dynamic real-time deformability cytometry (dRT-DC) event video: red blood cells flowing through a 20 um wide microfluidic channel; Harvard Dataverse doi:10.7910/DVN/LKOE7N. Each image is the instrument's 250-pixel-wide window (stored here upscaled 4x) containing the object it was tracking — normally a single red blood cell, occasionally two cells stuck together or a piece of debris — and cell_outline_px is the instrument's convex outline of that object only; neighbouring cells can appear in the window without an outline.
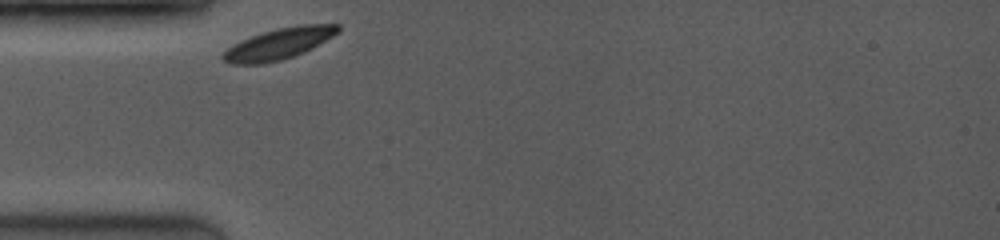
{"species": "common noctule bat (a hibernating species)", "species_latin": "Nyctalus noctula", "temperature_condition": "room temperature", "stored_images_in_passage": 40, "camera_frame_rate_fps": 3500, "um_per_image_px": 0.085, "animal": {"sex": "female", "body_mass_g": 19.0, "forearm_length_mm": 53.3}, "frame": {"image": 1, "passage_image": 1, "time_ms": 0.0, "image_size_px": [1000, 240], "cell_outline_px": [[340, 32], [312, 48], [304, 52], [280, 60], [260, 64], [232, 64], [224, 60], [220, 56], [228, 48], [252, 36], [276, 28], [300, 24], [340, 24]], "centroid_in_image_um": [23.75, 3.71], "position_along_channel_um": 61.2, "area_um2": 20.58}}
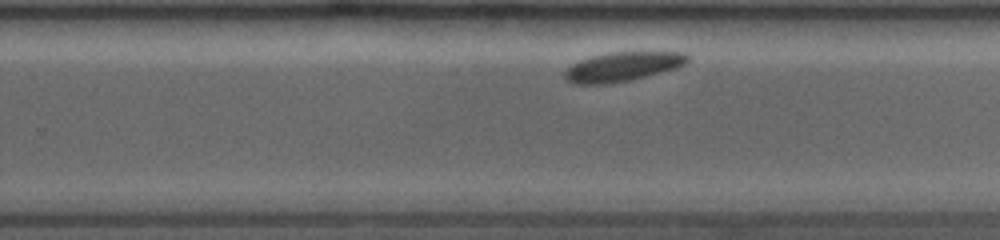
{"frame": {"image": 2, "passage_image": 25, "time_ms": 6.0, "image_size_px": [1000, 240], "cell_outline_px": [[688, 60], [684, 64], [676, 68], [632, 80], [608, 84], [572, 84], [564, 76], [564, 72], [572, 64], [580, 60], [592, 56], [608, 52], [684, 52], [688, 56]], "centroid_in_image_um": [52.9, 5.67], "position_along_channel_um": 276.9, "area_um2": 20.92}}
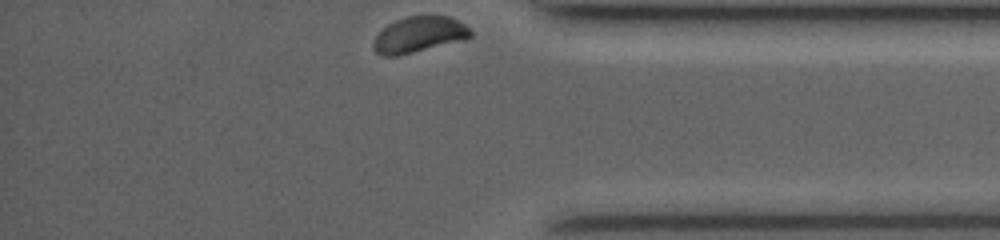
{"frame": {"image": 3, "passage_image": 40, "time_ms": 9.429, "image_size_px": [1000, 240], "cell_outline_px": [[472, 36], [464, 40], [396, 56], [380, 56], [372, 48], [372, 44], [376, 36], [388, 24], [396, 20], [408, 16], [448, 16], [464, 24], [472, 32]], "centroid_in_image_um": [35.6, 2.95], "position_along_channel_um": 399.6, "area_um2": 20.11}, "authors_computed_cell_mechanics": {"area_um2": 21.1548, "velocity_mm_per_s": 3.6412, "shape_relaxation_time_tau1_ms": 0.6398, "shape_relaxation_time_tau2_ms": null, "deformation_change_tau1": 0.0557, "deformation_change_tau2": null}}